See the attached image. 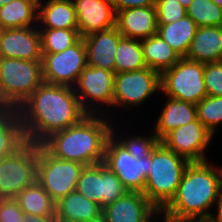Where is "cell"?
<instances>
[{
  "mask_svg": "<svg viewBox=\"0 0 222 222\" xmlns=\"http://www.w3.org/2000/svg\"><path fill=\"white\" fill-rule=\"evenodd\" d=\"M25 140L41 144L51 134L79 123L88 114L74 88L43 82L16 110Z\"/></svg>",
  "mask_w": 222,
  "mask_h": 222,
  "instance_id": "6da1fadb",
  "label": "cell"
},
{
  "mask_svg": "<svg viewBox=\"0 0 222 222\" xmlns=\"http://www.w3.org/2000/svg\"><path fill=\"white\" fill-rule=\"evenodd\" d=\"M207 160L190 162L171 201L160 211L170 222L204 221L222 184V167Z\"/></svg>",
  "mask_w": 222,
  "mask_h": 222,
  "instance_id": "7a4b0ae2",
  "label": "cell"
},
{
  "mask_svg": "<svg viewBox=\"0 0 222 222\" xmlns=\"http://www.w3.org/2000/svg\"><path fill=\"white\" fill-rule=\"evenodd\" d=\"M102 117L88 114L79 123L51 134L41 145L58 159L85 166L102 163L113 125Z\"/></svg>",
  "mask_w": 222,
  "mask_h": 222,
  "instance_id": "3957f363",
  "label": "cell"
},
{
  "mask_svg": "<svg viewBox=\"0 0 222 222\" xmlns=\"http://www.w3.org/2000/svg\"><path fill=\"white\" fill-rule=\"evenodd\" d=\"M190 162L168 149L161 141L149 155L150 172L143 194L161 211L173 198Z\"/></svg>",
  "mask_w": 222,
  "mask_h": 222,
  "instance_id": "277c9868",
  "label": "cell"
},
{
  "mask_svg": "<svg viewBox=\"0 0 222 222\" xmlns=\"http://www.w3.org/2000/svg\"><path fill=\"white\" fill-rule=\"evenodd\" d=\"M42 83V61L0 58V109L16 111Z\"/></svg>",
  "mask_w": 222,
  "mask_h": 222,
  "instance_id": "5b68a950",
  "label": "cell"
},
{
  "mask_svg": "<svg viewBox=\"0 0 222 222\" xmlns=\"http://www.w3.org/2000/svg\"><path fill=\"white\" fill-rule=\"evenodd\" d=\"M84 167L76 161L58 159L38 144L36 180L55 203L76 190Z\"/></svg>",
  "mask_w": 222,
  "mask_h": 222,
  "instance_id": "8992f818",
  "label": "cell"
},
{
  "mask_svg": "<svg viewBox=\"0 0 222 222\" xmlns=\"http://www.w3.org/2000/svg\"><path fill=\"white\" fill-rule=\"evenodd\" d=\"M37 149L26 141L13 154L0 156V199H15L36 180Z\"/></svg>",
  "mask_w": 222,
  "mask_h": 222,
  "instance_id": "52a82bcc",
  "label": "cell"
},
{
  "mask_svg": "<svg viewBox=\"0 0 222 222\" xmlns=\"http://www.w3.org/2000/svg\"><path fill=\"white\" fill-rule=\"evenodd\" d=\"M205 64L181 58L161 73V91L167 97L197 104L207 96L203 78Z\"/></svg>",
  "mask_w": 222,
  "mask_h": 222,
  "instance_id": "ba28073f",
  "label": "cell"
},
{
  "mask_svg": "<svg viewBox=\"0 0 222 222\" xmlns=\"http://www.w3.org/2000/svg\"><path fill=\"white\" fill-rule=\"evenodd\" d=\"M160 90L161 73L149 67L115 73L113 107H136Z\"/></svg>",
  "mask_w": 222,
  "mask_h": 222,
  "instance_id": "9c48e42d",
  "label": "cell"
},
{
  "mask_svg": "<svg viewBox=\"0 0 222 222\" xmlns=\"http://www.w3.org/2000/svg\"><path fill=\"white\" fill-rule=\"evenodd\" d=\"M86 66L83 37L62 52L42 53V76L46 83L74 87Z\"/></svg>",
  "mask_w": 222,
  "mask_h": 222,
  "instance_id": "30bf717a",
  "label": "cell"
},
{
  "mask_svg": "<svg viewBox=\"0 0 222 222\" xmlns=\"http://www.w3.org/2000/svg\"><path fill=\"white\" fill-rule=\"evenodd\" d=\"M76 191L102 208L128 192L118 176L103 162L83 168Z\"/></svg>",
  "mask_w": 222,
  "mask_h": 222,
  "instance_id": "8fae6325",
  "label": "cell"
},
{
  "mask_svg": "<svg viewBox=\"0 0 222 222\" xmlns=\"http://www.w3.org/2000/svg\"><path fill=\"white\" fill-rule=\"evenodd\" d=\"M114 78L115 73L106 69L88 65L83 69L73 88L87 114L102 116L103 113H100V108L97 107L99 103L113 107Z\"/></svg>",
  "mask_w": 222,
  "mask_h": 222,
  "instance_id": "7c38bea8",
  "label": "cell"
},
{
  "mask_svg": "<svg viewBox=\"0 0 222 222\" xmlns=\"http://www.w3.org/2000/svg\"><path fill=\"white\" fill-rule=\"evenodd\" d=\"M103 163L118 176L128 191H144L150 172L149 155L136 159L111 136L106 144Z\"/></svg>",
  "mask_w": 222,
  "mask_h": 222,
  "instance_id": "4fadbf2b",
  "label": "cell"
},
{
  "mask_svg": "<svg viewBox=\"0 0 222 222\" xmlns=\"http://www.w3.org/2000/svg\"><path fill=\"white\" fill-rule=\"evenodd\" d=\"M212 138V133L196 119L172 130L161 142L189 162H201L207 160L204 153Z\"/></svg>",
  "mask_w": 222,
  "mask_h": 222,
  "instance_id": "5bb4252c",
  "label": "cell"
},
{
  "mask_svg": "<svg viewBox=\"0 0 222 222\" xmlns=\"http://www.w3.org/2000/svg\"><path fill=\"white\" fill-rule=\"evenodd\" d=\"M160 211L143 192L128 191L113 203L102 208L103 222H152ZM153 218V219H152Z\"/></svg>",
  "mask_w": 222,
  "mask_h": 222,
  "instance_id": "9a60e30c",
  "label": "cell"
},
{
  "mask_svg": "<svg viewBox=\"0 0 222 222\" xmlns=\"http://www.w3.org/2000/svg\"><path fill=\"white\" fill-rule=\"evenodd\" d=\"M0 58L42 61L38 26L0 29Z\"/></svg>",
  "mask_w": 222,
  "mask_h": 222,
  "instance_id": "2e32d148",
  "label": "cell"
},
{
  "mask_svg": "<svg viewBox=\"0 0 222 222\" xmlns=\"http://www.w3.org/2000/svg\"><path fill=\"white\" fill-rule=\"evenodd\" d=\"M81 37L116 26V12L110 0H73Z\"/></svg>",
  "mask_w": 222,
  "mask_h": 222,
  "instance_id": "e0dca14e",
  "label": "cell"
},
{
  "mask_svg": "<svg viewBox=\"0 0 222 222\" xmlns=\"http://www.w3.org/2000/svg\"><path fill=\"white\" fill-rule=\"evenodd\" d=\"M123 35L117 27L90 33L83 37L87 51V65L115 73L116 50Z\"/></svg>",
  "mask_w": 222,
  "mask_h": 222,
  "instance_id": "ac0fdd59",
  "label": "cell"
},
{
  "mask_svg": "<svg viewBox=\"0 0 222 222\" xmlns=\"http://www.w3.org/2000/svg\"><path fill=\"white\" fill-rule=\"evenodd\" d=\"M116 27L126 38L143 40L157 34L156 6L136 7L116 12Z\"/></svg>",
  "mask_w": 222,
  "mask_h": 222,
  "instance_id": "d6986e66",
  "label": "cell"
},
{
  "mask_svg": "<svg viewBox=\"0 0 222 222\" xmlns=\"http://www.w3.org/2000/svg\"><path fill=\"white\" fill-rule=\"evenodd\" d=\"M55 215L59 222H93L102 220V207L76 190L55 204Z\"/></svg>",
  "mask_w": 222,
  "mask_h": 222,
  "instance_id": "ffe728a7",
  "label": "cell"
},
{
  "mask_svg": "<svg viewBox=\"0 0 222 222\" xmlns=\"http://www.w3.org/2000/svg\"><path fill=\"white\" fill-rule=\"evenodd\" d=\"M185 58L203 64L222 61V26L198 27Z\"/></svg>",
  "mask_w": 222,
  "mask_h": 222,
  "instance_id": "44dd1931",
  "label": "cell"
},
{
  "mask_svg": "<svg viewBox=\"0 0 222 222\" xmlns=\"http://www.w3.org/2000/svg\"><path fill=\"white\" fill-rule=\"evenodd\" d=\"M166 102L153 128L160 141L172 130L197 119L196 104L171 97H168Z\"/></svg>",
  "mask_w": 222,
  "mask_h": 222,
  "instance_id": "7402d4cb",
  "label": "cell"
},
{
  "mask_svg": "<svg viewBox=\"0 0 222 222\" xmlns=\"http://www.w3.org/2000/svg\"><path fill=\"white\" fill-rule=\"evenodd\" d=\"M38 2V28L78 29L73 0ZM42 25V27L40 26Z\"/></svg>",
  "mask_w": 222,
  "mask_h": 222,
  "instance_id": "603a6c76",
  "label": "cell"
},
{
  "mask_svg": "<svg viewBox=\"0 0 222 222\" xmlns=\"http://www.w3.org/2000/svg\"><path fill=\"white\" fill-rule=\"evenodd\" d=\"M38 2L39 0H13L0 7V29L38 26Z\"/></svg>",
  "mask_w": 222,
  "mask_h": 222,
  "instance_id": "cb8c5ba5",
  "label": "cell"
},
{
  "mask_svg": "<svg viewBox=\"0 0 222 222\" xmlns=\"http://www.w3.org/2000/svg\"><path fill=\"white\" fill-rule=\"evenodd\" d=\"M198 26L188 16L165 25H158L157 34L182 58L186 56Z\"/></svg>",
  "mask_w": 222,
  "mask_h": 222,
  "instance_id": "d4e9b609",
  "label": "cell"
},
{
  "mask_svg": "<svg viewBox=\"0 0 222 222\" xmlns=\"http://www.w3.org/2000/svg\"><path fill=\"white\" fill-rule=\"evenodd\" d=\"M144 61L150 69L162 73L182 57L158 34L141 40Z\"/></svg>",
  "mask_w": 222,
  "mask_h": 222,
  "instance_id": "484cf974",
  "label": "cell"
},
{
  "mask_svg": "<svg viewBox=\"0 0 222 222\" xmlns=\"http://www.w3.org/2000/svg\"><path fill=\"white\" fill-rule=\"evenodd\" d=\"M15 200L18 202L24 214L56 216V203L37 180L20 192Z\"/></svg>",
  "mask_w": 222,
  "mask_h": 222,
  "instance_id": "4316f807",
  "label": "cell"
},
{
  "mask_svg": "<svg viewBox=\"0 0 222 222\" xmlns=\"http://www.w3.org/2000/svg\"><path fill=\"white\" fill-rule=\"evenodd\" d=\"M25 142L17 112L0 109V156L13 154Z\"/></svg>",
  "mask_w": 222,
  "mask_h": 222,
  "instance_id": "83f0119b",
  "label": "cell"
},
{
  "mask_svg": "<svg viewBox=\"0 0 222 222\" xmlns=\"http://www.w3.org/2000/svg\"><path fill=\"white\" fill-rule=\"evenodd\" d=\"M115 73L130 72L147 67L141 40L122 37L116 50Z\"/></svg>",
  "mask_w": 222,
  "mask_h": 222,
  "instance_id": "f1b7e54d",
  "label": "cell"
},
{
  "mask_svg": "<svg viewBox=\"0 0 222 222\" xmlns=\"http://www.w3.org/2000/svg\"><path fill=\"white\" fill-rule=\"evenodd\" d=\"M41 53H58L74 45L80 38L78 29L40 28Z\"/></svg>",
  "mask_w": 222,
  "mask_h": 222,
  "instance_id": "f546056e",
  "label": "cell"
},
{
  "mask_svg": "<svg viewBox=\"0 0 222 222\" xmlns=\"http://www.w3.org/2000/svg\"><path fill=\"white\" fill-rule=\"evenodd\" d=\"M186 11L198 27L222 26V7L211 0H192Z\"/></svg>",
  "mask_w": 222,
  "mask_h": 222,
  "instance_id": "4dcf8cb0",
  "label": "cell"
},
{
  "mask_svg": "<svg viewBox=\"0 0 222 222\" xmlns=\"http://www.w3.org/2000/svg\"><path fill=\"white\" fill-rule=\"evenodd\" d=\"M197 119L215 135L216 128L222 124V96H206L196 104Z\"/></svg>",
  "mask_w": 222,
  "mask_h": 222,
  "instance_id": "1f68e13d",
  "label": "cell"
},
{
  "mask_svg": "<svg viewBox=\"0 0 222 222\" xmlns=\"http://www.w3.org/2000/svg\"><path fill=\"white\" fill-rule=\"evenodd\" d=\"M114 128L115 127L112 126V136L136 159H140L150 155L152 150L160 142V140L155 136L154 132L152 133L151 136L150 135L141 136L140 134L136 135L135 137L129 135L128 137L126 136L125 138L124 137L121 138L119 134L118 136H116Z\"/></svg>",
  "mask_w": 222,
  "mask_h": 222,
  "instance_id": "d6a6232c",
  "label": "cell"
},
{
  "mask_svg": "<svg viewBox=\"0 0 222 222\" xmlns=\"http://www.w3.org/2000/svg\"><path fill=\"white\" fill-rule=\"evenodd\" d=\"M158 25H165L180 20L187 15L186 9L178 0H156Z\"/></svg>",
  "mask_w": 222,
  "mask_h": 222,
  "instance_id": "836d02e7",
  "label": "cell"
},
{
  "mask_svg": "<svg viewBox=\"0 0 222 222\" xmlns=\"http://www.w3.org/2000/svg\"><path fill=\"white\" fill-rule=\"evenodd\" d=\"M203 78L207 96H222V61L206 63Z\"/></svg>",
  "mask_w": 222,
  "mask_h": 222,
  "instance_id": "e575fe53",
  "label": "cell"
},
{
  "mask_svg": "<svg viewBox=\"0 0 222 222\" xmlns=\"http://www.w3.org/2000/svg\"><path fill=\"white\" fill-rule=\"evenodd\" d=\"M24 216L15 199H0V222H23Z\"/></svg>",
  "mask_w": 222,
  "mask_h": 222,
  "instance_id": "d590c367",
  "label": "cell"
},
{
  "mask_svg": "<svg viewBox=\"0 0 222 222\" xmlns=\"http://www.w3.org/2000/svg\"><path fill=\"white\" fill-rule=\"evenodd\" d=\"M115 12L123 9L155 6L156 0H110Z\"/></svg>",
  "mask_w": 222,
  "mask_h": 222,
  "instance_id": "8d00e7d4",
  "label": "cell"
},
{
  "mask_svg": "<svg viewBox=\"0 0 222 222\" xmlns=\"http://www.w3.org/2000/svg\"><path fill=\"white\" fill-rule=\"evenodd\" d=\"M216 204V205H215ZM215 207H217V213L213 215L210 214V217L207 219L208 222H222V184L220 185L218 196L214 203Z\"/></svg>",
  "mask_w": 222,
  "mask_h": 222,
  "instance_id": "74e56055",
  "label": "cell"
},
{
  "mask_svg": "<svg viewBox=\"0 0 222 222\" xmlns=\"http://www.w3.org/2000/svg\"><path fill=\"white\" fill-rule=\"evenodd\" d=\"M23 222H59L56 216H37L25 214Z\"/></svg>",
  "mask_w": 222,
  "mask_h": 222,
  "instance_id": "f35d334b",
  "label": "cell"
},
{
  "mask_svg": "<svg viewBox=\"0 0 222 222\" xmlns=\"http://www.w3.org/2000/svg\"><path fill=\"white\" fill-rule=\"evenodd\" d=\"M185 9H187L190 5V3L192 2V0H178Z\"/></svg>",
  "mask_w": 222,
  "mask_h": 222,
  "instance_id": "ab89813d",
  "label": "cell"
},
{
  "mask_svg": "<svg viewBox=\"0 0 222 222\" xmlns=\"http://www.w3.org/2000/svg\"><path fill=\"white\" fill-rule=\"evenodd\" d=\"M13 0H0V7L5 6L6 4L10 3Z\"/></svg>",
  "mask_w": 222,
  "mask_h": 222,
  "instance_id": "60d3db41",
  "label": "cell"
},
{
  "mask_svg": "<svg viewBox=\"0 0 222 222\" xmlns=\"http://www.w3.org/2000/svg\"><path fill=\"white\" fill-rule=\"evenodd\" d=\"M211 1L216 3L218 6L222 7V0H211Z\"/></svg>",
  "mask_w": 222,
  "mask_h": 222,
  "instance_id": "b9f144b4",
  "label": "cell"
},
{
  "mask_svg": "<svg viewBox=\"0 0 222 222\" xmlns=\"http://www.w3.org/2000/svg\"><path fill=\"white\" fill-rule=\"evenodd\" d=\"M159 216L163 217V222H170L165 216H162L159 214ZM155 220H153L152 222H154Z\"/></svg>",
  "mask_w": 222,
  "mask_h": 222,
  "instance_id": "7bdbcfd3",
  "label": "cell"
},
{
  "mask_svg": "<svg viewBox=\"0 0 222 222\" xmlns=\"http://www.w3.org/2000/svg\"><path fill=\"white\" fill-rule=\"evenodd\" d=\"M193 222H208L207 220H204V221H193Z\"/></svg>",
  "mask_w": 222,
  "mask_h": 222,
  "instance_id": "ee69618b",
  "label": "cell"
}]
</instances>
